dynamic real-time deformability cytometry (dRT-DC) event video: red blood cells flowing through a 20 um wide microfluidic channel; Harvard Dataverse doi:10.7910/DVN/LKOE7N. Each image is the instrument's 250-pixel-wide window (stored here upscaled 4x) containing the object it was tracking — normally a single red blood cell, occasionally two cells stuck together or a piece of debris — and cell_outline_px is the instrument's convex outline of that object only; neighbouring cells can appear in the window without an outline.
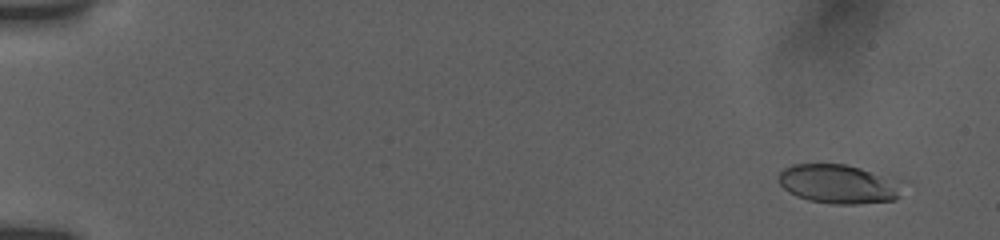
{"species": "human", "species_latin": "Homo sapiens", "temperature_condition": "room temperature", "stored_images_in_passage": 50, "camera_frame_rate_fps": 3000, "um_per_image_px": 0.085, "donor": {"sex": "female"}, "frame": {"image": 1, "passage_image": 4, "time_ms": 1.0, "image_size_px": [1000, 240], "cell_outline_px": [[896, 200], [856, 204], [832, 204], [808, 200], [796, 196], [788, 192], [780, 184], [776, 176], [784, 168], [792, 164], [844, 164], [860, 168], [880, 176], [896, 188]], "centroid_in_image_um": [71.02, 15.65], "position_along_channel_um": 14.0, "area_um2": 26.99}}
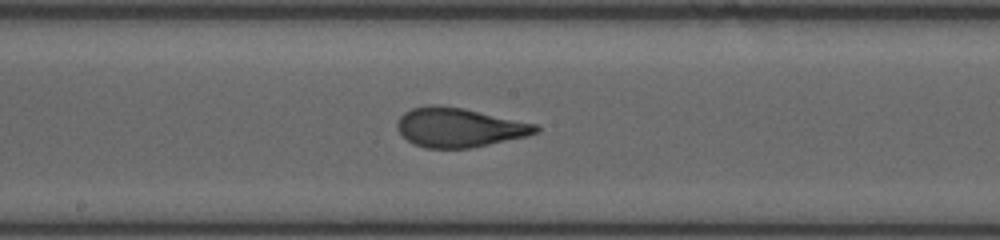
{"frame": {"image": 2, "passage_image": 27, "time_ms": 10.333, "image_size_px": [1000, 240], "cell_outline_px": [[540, 128], [536, 132], [528, 136], [468, 148], [424, 148], [412, 144], [396, 128], [396, 124], [400, 116], [404, 112], [412, 108], [424, 104], [436, 104], [464, 108], [536, 124]], "centroid_in_image_um": [38.98, 10.82], "position_along_channel_um": 209.2, "area_um2": 31.73}}
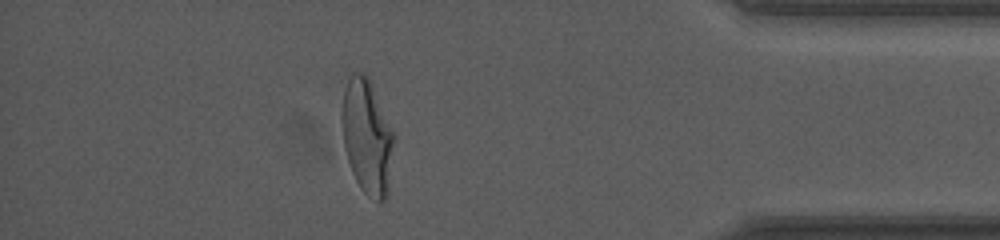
{"frame": {"image": 3, "passage_image": 44, "time_ms": 16.333, "image_size_px": [1000, 240], "cell_outline_px": [[396, 136], [384, 200], [380, 200], [368, 196], [360, 188], [352, 172], [344, 148], [340, 120], [340, 112], [344, 88], [352, 72], [364, 72], [368, 76], [396, 132]], "centroid_in_image_um": [31.18, 11.51], "position_along_channel_um": 404.0, "area_um2": 35.2}}